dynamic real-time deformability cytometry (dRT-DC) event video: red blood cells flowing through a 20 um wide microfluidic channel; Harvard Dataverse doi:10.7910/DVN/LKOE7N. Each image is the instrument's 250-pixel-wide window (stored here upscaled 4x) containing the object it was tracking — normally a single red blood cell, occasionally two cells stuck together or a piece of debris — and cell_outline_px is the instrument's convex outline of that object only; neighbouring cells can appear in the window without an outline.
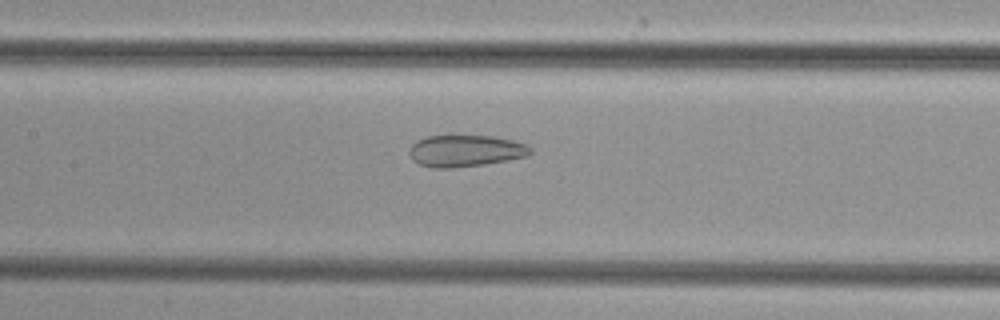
{"species": "common noctule bat (a hibernating species)", "species_latin": "Nyctalus noctula", "temperature_condition": "cold", "stored_images_in_passage": 36, "camera_frame_rate_fps": 3000, "um_per_image_px": 0.085, "animal": {"sex": "female", "body_mass_g": 29.2, "forearm_length_mm": 56.3}, "frame": {"image": 1, "passage_image": 10, "time_ms": 3.0, "image_size_px": [1000, 320], "cell_outline_px": [[532, 152], [528, 156], [508, 160], [484, 164], [448, 168], [432, 168], [420, 164], [412, 160], [408, 152], [412, 144], [416, 140], [428, 136], [492, 136], [512, 140], [524, 144], [532, 148]], "centroid_in_image_um": [39.55, 12.82], "position_along_channel_um": 167.9, "area_um2": 22.31}}
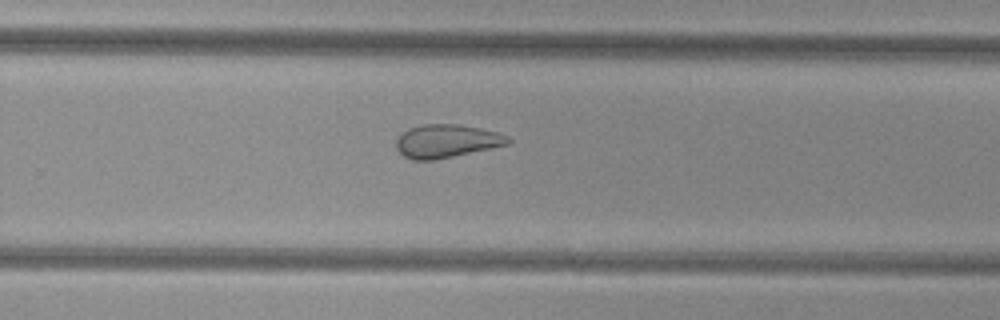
{"frame": {"image": 2, "passage_image": 19, "time_ms": 6.0, "image_size_px": [1000, 320], "cell_outline_px": [[512, 140], [508, 144], [452, 156], [432, 160], [412, 160], [404, 156], [396, 148], [396, 140], [408, 128], [424, 124], [456, 124], [480, 128], [496, 132], [508, 136]], "centroid_in_image_um": [37.94, 11.98], "position_along_channel_um": 291.9, "area_um2": 21.33}}
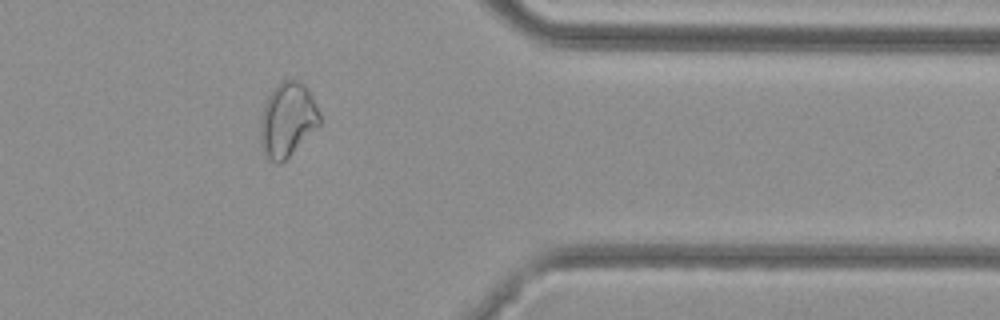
{"frame": {"image": 3, "passage_image": 27, "time_ms": 8.667, "image_size_px": [1000, 320], "cell_outline_px": [[320, 124], [280, 164], [276, 164], [264, 156], [260, 144], [260, 120], [264, 104], [268, 96], [276, 84], [284, 80], [300, 80], [308, 88], [320, 112]], "centroid_in_image_um": [24.41, 10.16], "position_along_channel_um": 387.0, "area_um2": 25.72}}